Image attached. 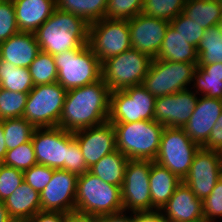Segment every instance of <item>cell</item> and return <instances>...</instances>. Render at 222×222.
<instances>
[{
  "instance_id": "6da1fadb",
  "label": "cell",
  "mask_w": 222,
  "mask_h": 222,
  "mask_svg": "<svg viewBox=\"0 0 222 222\" xmlns=\"http://www.w3.org/2000/svg\"><path fill=\"white\" fill-rule=\"evenodd\" d=\"M110 93L102 79L68 90L58 127L75 132L107 122L110 114Z\"/></svg>"
},
{
  "instance_id": "7a4b0ae2",
  "label": "cell",
  "mask_w": 222,
  "mask_h": 222,
  "mask_svg": "<svg viewBox=\"0 0 222 222\" xmlns=\"http://www.w3.org/2000/svg\"><path fill=\"white\" fill-rule=\"evenodd\" d=\"M34 35L40 51L54 56L88 44L89 24L75 14L56 8Z\"/></svg>"
},
{
  "instance_id": "3957f363",
  "label": "cell",
  "mask_w": 222,
  "mask_h": 222,
  "mask_svg": "<svg viewBox=\"0 0 222 222\" xmlns=\"http://www.w3.org/2000/svg\"><path fill=\"white\" fill-rule=\"evenodd\" d=\"M112 124L116 148L129 160H155L164 126L155 120Z\"/></svg>"
},
{
  "instance_id": "277c9868",
  "label": "cell",
  "mask_w": 222,
  "mask_h": 222,
  "mask_svg": "<svg viewBox=\"0 0 222 222\" xmlns=\"http://www.w3.org/2000/svg\"><path fill=\"white\" fill-rule=\"evenodd\" d=\"M75 210L95 216L124 211L121 187L106 183L87 171L77 179Z\"/></svg>"
},
{
  "instance_id": "5b68a950",
  "label": "cell",
  "mask_w": 222,
  "mask_h": 222,
  "mask_svg": "<svg viewBox=\"0 0 222 222\" xmlns=\"http://www.w3.org/2000/svg\"><path fill=\"white\" fill-rule=\"evenodd\" d=\"M53 57L58 71L57 82L67 91L101 79V62L88 44Z\"/></svg>"
},
{
  "instance_id": "8992f818",
  "label": "cell",
  "mask_w": 222,
  "mask_h": 222,
  "mask_svg": "<svg viewBox=\"0 0 222 222\" xmlns=\"http://www.w3.org/2000/svg\"><path fill=\"white\" fill-rule=\"evenodd\" d=\"M152 60L147 54L131 48L101 63V79L111 92L142 85Z\"/></svg>"
},
{
  "instance_id": "52a82bcc",
  "label": "cell",
  "mask_w": 222,
  "mask_h": 222,
  "mask_svg": "<svg viewBox=\"0 0 222 222\" xmlns=\"http://www.w3.org/2000/svg\"><path fill=\"white\" fill-rule=\"evenodd\" d=\"M197 63L154 58L142 85L153 96L162 97L191 87Z\"/></svg>"
},
{
  "instance_id": "ba28073f",
  "label": "cell",
  "mask_w": 222,
  "mask_h": 222,
  "mask_svg": "<svg viewBox=\"0 0 222 222\" xmlns=\"http://www.w3.org/2000/svg\"><path fill=\"white\" fill-rule=\"evenodd\" d=\"M67 90L58 82L34 86L23 117L36 128L58 127Z\"/></svg>"
},
{
  "instance_id": "9c48e42d",
  "label": "cell",
  "mask_w": 222,
  "mask_h": 222,
  "mask_svg": "<svg viewBox=\"0 0 222 222\" xmlns=\"http://www.w3.org/2000/svg\"><path fill=\"white\" fill-rule=\"evenodd\" d=\"M199 148L183 128L164 127L159 151L154 161L183 181Z\"/></svg>"
},
{
  "instance_id": "30bf717a",
  "label": "cell",
  "mask_w": 222,
  "mask_h": 222,
  "mask_svg": "<svg viewBox=\"0 0 222 222\" xmlns=\"http://www.w3.org/2000/svg\"><path fill=\"white\" fill-rule=\"evenodd\" d=\"M156 97L143 85L130 86L110 93V123L154 120Z\"/></svg>"
},
{
  "instance_id": "8fae6325",
  "label": "cell",
  "mask_w": 222,
  "mask_h": 222,
  "mask_svg": "<svg viewBox=\"0 0 222 222\" xmlns=\"http://www.w3.org/2000/svg\"><path fill=\"white\" fill-rule=\"evenodd\" d=\"M88 45L101 63L130 50L128 20L104 18L89 24Z\"/></svg>"
},
{
  "instance_id": "7c38bea8",
  "label": "cell",
  "mask_w": 222,
  "mask_h": 222,
  "mask_svg": "<svg viewBox=\"0 0 222 222\" xmlns=\"http://www.w3.org/2000/svg\"><path fill=\"white\" fill-rule=\"evenodd\" d=\"M152 160H129L121 187L123 210L132 213H152L150 169Z\"/></svg>"
},
{
  "instance_id": "4fadbf2b",
  "label": "cell",
  "mask_w": 222,
  "mask_h": 222,
  "mask_svg": "<svg viewBox=\"0 0 222 222\" xmlns=\"http://www.w3.org/2000/svg\"><path fill=\"white\" fill-rule=\"evenodd\" d=\"M31 140L37 164L67 171V149L75 141L73 132L60 127L36 128Z\"/></svg>"
},
{
  "instance_id": "5bb4252c",
  "label": "cell",
  "mask_w": 222,
  "mask_h": 222,
  "mask_svg": "<svg viewBox=\"0 0 222 222\" xmlns=\"http://www.w3.org/2000/svg\"><path fill=\"white\" fill-rule=\"evenodd\" d=\"M221 177L222 153L200 147L183 182L191 188L198 199L203 201L211 194Z\"/></svg>"
},
{
  "instance_id": "9a60e30c",
  "label": "cell",
  "mask_w": 222,
  "mask_h": 222,
  "mask_svg": "<svg viewBox=\"0 0 222 222\" xmlns=\"http://www.w3.org/2000/svg\"><path fill=\"white\" fill-rule=\"evenodd\" d=\"M78 176L64 169H53V176L40 193L41 211H75Z\"/></svg>"
},
{
  "instance_id": "2e32d148",
  "label": "cell",
  "mask_w": 222,
  "mask_h": 222,
  "mask_svg": "<svg viewBox=\"0 0 222 222\" xmlns=\"http://www.w3.org/2000/svg\"><path fill=\"white\" fill-rule=\"evenodd\" d=\"M199 96L191 89L155 99L154 120L164 127L183 128L193 113Z\"/></svg>"
},
{
  "instance_id": "e0dca14e",
  "label": "cell",
  "mask_w": 222,
  "mask_h": 222,
  "mask_svg": "<svg viewBox=\"0 0 222 222\" xmlns=\"http://www.w3.org/2000/svg\"><path fill=\"white\" fill-rule=\"evenodd\" d=\"M170 22L139 13L128 20L132 48L157 58Z\"/></svg>"
},
{
  "instance_id": "ac0fdd59",
  "label": "cell",
  "mask_w": 222,
  "mask_h": 222,
  "mask_svg": "<svg viewBox=\"0 0 222 222\" xmlns=\"http://www.w3.org/2000/svg\"><path fill=\"white\" fill-rule=\"evenodd\" d=\"M73 135L79 144L88 169L103 156L117 150L115 128L109 121L98 126L75 131Z\"/></svg>"
},
{
  "instance_id": "d6986e66",
  "label": "cell",
  "mask_w": 222,
  "mask_h": 222,
  "mask_svg": "<svg viewBox=\"0 0 222 222\" xmlns=\"http://www.w3.org/2000/svg\"><path fill=\"white\" fill-rule=\"evenodd\" d=\"M222 112V99L199 96L195 109L183 130L199 147H203Z\"/></svg>"
},
{
  "instance_id": "ffe728a7",
  "label": "cell",
  "mask_w": 222,
  "mask_h": 222,
  "mask_svg": "<svg viewBox=\"0 0 222 222\" xmlns=\"http://www.w3.org/2000/svg\"><path fill=\"white\" fill-rule=\"evenodd\" d=\"M159 214L167 222L204 220L202 200L198 199L183 181L176 187Z\"/></svg>"
},
{
  "instance_id": "44dd1931",
  "label": "cell",
  "mask_w": 222,
  "mask_h": 222,
  "mask_svg": "<svg viewBox=\"0 0 222 222\" xmlns=\"http://www.w3.org/2000/svg\"><path fill=\"white\" fill-rule=\"evenodd\" d=\"M39 52L34 33L18 32L0 43V59L18 67L29 68Z\"/></svg>"
},
{
  "instance_id": "7402d4cb",
  "label": "cell",
  "mask_w": 222,
  "mask_h": 222,
  "mask_svg": "<svg viewBox=\"0 0 222 222\" xmlns=\"http://www.w3.org/2000/svg\"><path fill=\"white\" fill-rule=\"evenodd\" d=\"M20 32L34 33L56 9V0H12Z\"/></svg>"
},
{
  "instance_id": "603a6c76",
  "label": "cell",
  "mask_w": 222,
  "mask_h": 222,
  "mask_svg": "<svg viewBox=\"0 0 222 222\" xmlns=\"http://www.w3.org/2000/svg\"><path fill=\"white\" fill-rule=\"evenodd\" d=\"M4 204L10 217L15 222H27L41 211L40 193L35 191L25 181L10 195Z\"/></svg>"
},
{
  "instance_id": "cb8c5ba5",
  "label": "cell",
  "mask_w": 222,
  "mask_h": 222,
  "mask_svg": "<svg viewBox=\"0 0 222 222\" xmlns=\"http://www.w3.org/2000/svg\"><path fill=\"white\" fill-rule=\"evenodd\" d=\"M149 181L152 213L162 209L173 195L176 187L182 182L170 170L155 161L152 162Z\"/></svg>"
},
{
  "instance_id": "d4e9b609",
  "label": "cell",
  "mask_w": 222,
  "mask_h": 222,
  "mask_svg": "<svg viewBox=\"0 0 222 222\" xmlns=\"http://www.w3.org/2000/svg\"><path fill=\"white\" fill-rule=\"evenodd\" d=\"M157 58L171 62L198 63L196 48L187 43L171 25L166 30Z\"/></svg>"
},
{
  "instance_id": "484cf974",
  "label": "cell",
  "mask_w": 222,
  "mask_h": 222,
  "mask_svg": "<svg viewBox=\"0 0 222 222\" xmlns=\"http://www.w3.org/2000/svg\"><path fill=\"white\" fill-rule=\"evenodd\" d=\"M182 13L204 30L222 24L221 0H186Z\"/></svg>"
},
{
  "instance_id": "4316f807",
  "label": "cell",
  "mask_w": 222,
  "mask_h": 222,
  "mask_svg": "<svg viewBox=\"0 0 222 222\" xmlns=\"http://www.w3.org/2000/svg\"><path fill=\"white\" fill-rule=\"evenodd\" d=\"M128 161L129 159L117 149L103 156L89 168V172L106 183L122 187Z\"/></svg>"
},
{
  "instance_id": "83f0119b",
  "label": "cell",
  "mask_w": 222,
  "mask_h": 222,
  "mask_svg": "<svg viewBox=\"0 0 222 222\" xmlns=\"http://www.w3.org/2000/svg\"><path fill=\"white\" fill-rule=\"evenodd\" d=\"M108 0H56V8L83 18L88 24L106 18Z\"/></svg>"
},
{
  "instance_id": "f1b7e54d",
  "label": "cell",
  "mask_w": 222,
  "mask_h": 222,
  "mask_svg": "<svg viewBox=\"0 0 222 222\" xmlns=\"http://www.w3.org/2000/svg\"><path fill=\"white\" fill-rule=\"evenodd\" d=\"M197 65L222 63V24L206 29L197 48Z\"/></svg>"
},
{
  "instance_id": "f546056e",
  "label": "cell",
  "mask_w": 222,
  "mask_h": 222,
  "mask_svg": "<svg viewBox=\"0 0 222 222\" xmlns=\"http://www.w3.org/2000/svg\"><path fill=\"white\" fill-rule=\"evenodd\" d=\"M0 82L3 89L12 92L29 93L34 87L29 68L18 67L1 59Z\"/></svg>"
},
{
  "instance_id": "4dcf8cb0",
  "label": "cell",
  "mask_w": 222,
  "mask_h": 222,
  "mask_svg": "<svg viewBox=\"0 0 222 222\" xmlns=\"http://www.w3.org/2000/svg\"><path fill=\"white\" fill-rule=\"evenodd\" d=\"M3 126L7 150L14 149L31 140L36 127L24 117L0 120Z\"/></svg>"
},
{
  "instance_id": "1f68e13d",
  "label": "cell",
  "mask_w": 222,
  "mask_h": 222,
  "mask_svg": "<svg viewBox=\"0 0 222 222\" xmlns=\"http://www.w3.org/2000/svg\"><path fill=\"white\" fill-rule=\"evenodd\" d=\"M34 86L57 82L58 71L51 54L40 51L29 66Z\"/></svg>"
},
{
  "instance_id": "d6a6232c",
  "label": "cell",
  "mask_w": 222,
  "mask_h": 222,
  "mask_svg": "<svg viewBox=\"0 0 222 222\" xmlns=\"http://www.w3.org/2000/svg\"><path fill=\"white\" fill-rule=\"evenodd\" d=\"M186 0H144L141 13L165 21H172L183 12Z\"/></svg>"
},
{
  "instance_id": "836d02e7",
  "label": "cell",
  "mask_w": 222,
  "mask_h": 222,
  "mask_svg": "<svg viewBox=\"0 0 222 222\" xmlns=\"http://www.w3.org/2000/svg\"><path fill=\"white\" fill-rule=\"evenodd\" d=\"M191 86L198 96L222 99V77L209 76L200 66L196 67Z\"/></svg>"
},
{
  "instance_id": "e575fe53",
  "label": "cell",
  "mask_w": 222,
  "mask_h": 222,
  "mask_svg": "<svg viewBox=\"0 0 222 222\" xmlns=\"http://www.w3.org/2000/svg\"><path fill=\"white\" fill-rule=\"evenodd\" d=\"M28 93L0 91V120L23 117Z\"/></svg>"
},
{
  "instance_id": "d590c367",
  "label": "cell",
  "mask_w": 222,
  "mask_h": 222,
  "mask_svg": "<svg viewBox=\"0 0 222 222\" xmlns=\"http://www.w3.org/2000/svg\"><path fill=\"white\" fill-rule=\"evenodd\" d=\"M2 164L21 171L28 170L33 165H36L37 160L32 140L21 144L14 149L7 150Z\"/></svg>"
},
{
  "instance_id": "8d00e7d4",
  "label": "cell",
  "mask_w": 222,
  "mask_h": 222,
  "mask_svg": "<svg viewBox=\"0 0 222 222\" xmlns=\"http://www.w3.org/2000/svg\"><path fill=\"white\" fill-rule=\"evenodd\" d=\"M144 0H108L106 18L130 20L141 13Z\"/></svg>"
},
{
  "instance_id": "74e56055",
  "label": "cell",
  "mask_w": 222,
  "mask_h": 222,
  "mask_svg": "<svg viewBox=\"0 0 222 222\" xmlns=\"http://www.w3.org/2000/svg\"><path fill=\"white\" fill-rule=\"evenodd\" d=\"M170 25L178 32L187 43L197 48L203 37L204 29L197 22L180 13L175 19L170 21Z\"/></svg>"
},
{
  "instance_id": "f35d334b",
  "label": "cell",
  "mask_w": 222,
  "mask_h": 222,
  "mask_svg": "<svg viewBox=\"0 0 222 222\" xmlns=\"http://www.w3.org/2000/svg\"><path fill=\"white\" fill-rule=\"evenodd\" d=\"M20 32L12 0H0V43Z\"/></svg>"
},
{
  "instance_id": "ab89813d",
  "label": "cell",
  "mask_w": 222,
  "mask_h": 222,
  "mask_svg": "<svg viewBox=\"0 0 222 222\" xmlns=\"http://www.w3.org/2000/svg\"><path fill=\"white\" fill-rule=\"evenodd\" d=\"M23 181V171L0 163V201L12 195Z\"/></svg>"
},
{
  "instance_id": "60d3db41",
  "label": "cell",
  "mask_w": 222,
  "mask_h": 222,
  "mask_svg": "<svg viewBox=\"0 0 222 222\" xmlns=\"http://www.w3.org/2000/svg\"><path fill=\"white\" fill-rule=\"evenodd\" d=\"M203 217L206 222H217L222 218V177L211 194L202 201Z\"/></svg>"
},
{
  "instance_id": "b9f144b4",
  "label": "cell",
  "mask_w": 222,
  "mask_h": 222,
  "mask_svg": "<svg viewBox=\"0 0 222 222\" xmlns=\"http://www.w3.org/2000/svg\"><path fill=\"white\" fill-rule=\"evenodd\" d=\"M53 176V169L45 165L36 164L23 171L24 181L35 191L41 193Z\"/></svg>"
},
{
  "instance_id": "7bdbcfd3",
  "label": "cell",
  "mask_w": 222,
  "mask_h": 222,
  "mask_svg": "<svg viewBox=\"0 0 222 222\" xmlns=\"http://www.w3.org/2000/svg\"><path fill=\"white\" fill-rule=\"evenodd\" d=\"M67 171L77 176L89 171L76 140L67 149Z\"/></svg>"
},
{
  "instance_id": "ee69618b",
  "label": "cell",
  "mask_w": 222,
  "mask_h": 222,
  "mask_svg": "<svg viewBox=\"0 0 222 222\" xmlns=\"http://www.w3.org/2000/svg\"><path fill=\"white\" fill-rule=\"evenodd\" d=\"M202 148L222 153V112Z\"/></svg>"
},
{
  "instance_id": "f6af8a7d",
  "label": "cell",
  "mask_w": 222,
  "mask_h": 222,
  "mask_svg": "<svg viewBox=\"0 0 222 222\" xmlns=\"http://www.w3.org/2000/svg\"><path fill=\"white\" fill-rule=\"evenodd\" d=\"M27 222H65V213L39 211Z\"/></svg>"
},
{
  "instance_id": "bcb514c9",
  "label": "cell",
  "mask_w": 222,
  "mask_h": 222,
  "mask_svg": "<svg viewBox=\"0 0 222 222\" xmlns=\"http://www.w3.org/2000/svg\"><path fill=\"white\" fill-rule=\"evenodd\" d=\"M98 222H135V213L119 212L116 214L98 216Z\"/></svg>"
},
{
  "instance_id": "7dc6e473",
  "label": "cell",
  "mask_w": 222,
  "mask_h": 222,
  "mask_svg": "<svg viewBox=\"0 0 222 222\" xmlns=\"http://www.w3.org/2000/svg\"><path fill=\"white\" fill-rule=\"evenodd\" d=\"M65 222H98V216L75 210L65 213Z\"/></svg>"
},
{
  "instance_id": "c3c4849f",
  "label": "cell",
  "mask_w": 222,
  "mask_h": 222,
  "mask_svg": "<svg viewBox=\"0 0 222 222\" xmlns=\"http://www.w3.org/2000/svg\"><path fill=\"white\" fill-rule=\"evenodd\" d=\"M135 222H167L159 212L135 213Z\"/></svg>"
},
{
  "instance_id": "681fc988",
  "label": "cell",
  "mask_w": 222,
  "mask_h": 222,
  "mask_svg": "<svg viewBox=\"0 0 222 222\" xmlns=\"http://www.w3.org/2000/svg\"><path fill=\"white\" fill-rule=\"evenodd\" d=\"M200 66L209 76L222 77V63H212L209 65Z\"/></svg>"
},
{
  "instance_id": "f907efd6",
  "label": "cell",
  "mask_w": 222,
  "mask_h": 222,
  "mask_svg": "<svg viewBox=\"0 0 222 222\" xmlns=\"http://www.w3.org/2000/svg\"><path fill=\"white\" fill-rule=\"evenodd\" d=\"M5 141L6 140L4 137L3 126L0 123V163H2V161L4 160L6 152H7Z\"/></svg>"
},
{
  "instance_id": "816d5d0a",
  "label": "cell",
  "mask_w": 222,
  "mask_h": 222,
  "mask_svg": "<svg viewBox=\"0 0 222 222\" xmlns=\"http://www.w3.org/2000/svg\"><path fill=\"white\" fill-rule=\"evenodd\" d=\"M0 222H15L9 215V212L4 204V201H0Z\"/></svg>"
},
{
  "instance_id": "f5cc1de1",
  "label": "cell",
  "mask_w": 222,
  "mask_h": 222,
  "mask_svg": "<svg viewBox=\"0 0 222 222\" xmlns=\"http://www.w3.org/2000/svg\"><path fill=\"white\" fill-rule=\"evenodd\" d=\"M180 222H206L205 220H194V221H180Z\"/></svg>"
}]
</instances>
